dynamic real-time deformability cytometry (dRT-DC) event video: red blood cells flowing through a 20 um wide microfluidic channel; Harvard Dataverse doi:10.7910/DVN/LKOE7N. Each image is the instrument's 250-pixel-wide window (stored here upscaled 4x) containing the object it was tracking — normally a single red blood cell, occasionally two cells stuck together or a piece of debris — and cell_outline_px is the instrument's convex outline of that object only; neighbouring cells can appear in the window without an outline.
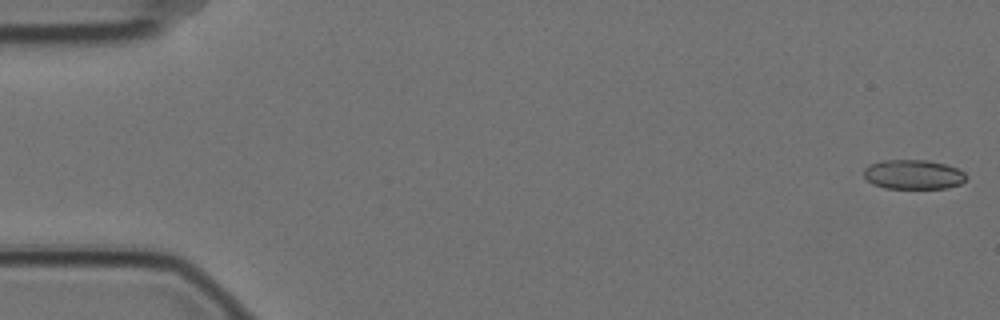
{"species": "Egyptian fruit bat (a non-hibernating species)", "species_latin": "Rousettus aegyptiacus", "temperature_condition": "cold", "stored_images_in_passage": 57, "camera_frame_rate_fps": 3000, "um_per_image_px": 0.085, "animal": {"sex": "female"}, "frame": {"image": 1, "passage_image": 1, "time_ms": 0.0, "image_size_px": [1000, 320], "cell_outline_px": [[968, 176], [960, 184], [948, 188], [884, 188], [872, 184], [864, 176], [864, 168], [868, 164], [880, 160], [928, 160], [944, 164], [956, 168], [964, 172]], "centroid_in_image_um": [77.61, 14.83], "position_along_channel_um": 7.4, "area_um2": 17.69}}
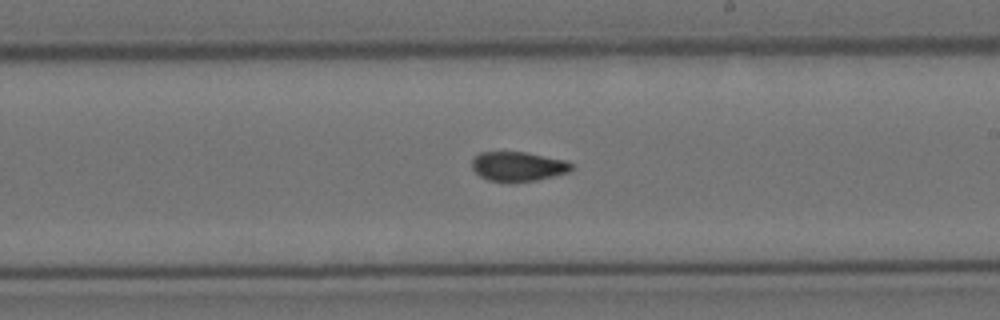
{"frame": {"image": 2, "passage_image": 33, "time_ms": 10.667, "image_size_px": [1000, 320], "cell_outline_px": [[572, 168], [568, 172], [536, 180], [488, 180], [480, 176], [472, 168], [472, 160], [480, 152], [528, 152], [568, 160], [572, 164]], "centroid_in_image_um": [44.06, 14.11], "position_along_channel_um": 244.9, "area_um2": 16.76}}
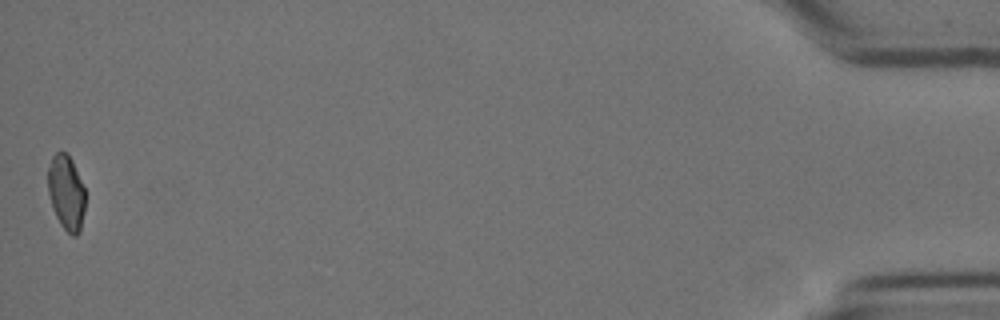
{"frame": {"image": 3, "passage_image": 57, "time_ms": 18.667, "image_size_px": [1000, 320], "cell_outline_px": [[84, 212], [80, 232], [76, 236], [72, 236], [60, 224], [52, 208], [48, 192], [48, 168], [52, 156], [56, 152], [68, 152], [72, 160], [84, 188]], "centroid_in_image_um": [5.62, 16.37], "position_along_channel_um": 429.6, "area_um2": 16.3}, "authors_computed_cell_mechanics": {"area_um2": 17.6868, "velocity_mm_per_s": 3.5084, "shape_relaxation_time_tau1_ms": null, "shape_relaxation_time_tau2_ms": 1.1485, "deformation_change_tau1": null, "deformation_change_tau2": 0.0449}}